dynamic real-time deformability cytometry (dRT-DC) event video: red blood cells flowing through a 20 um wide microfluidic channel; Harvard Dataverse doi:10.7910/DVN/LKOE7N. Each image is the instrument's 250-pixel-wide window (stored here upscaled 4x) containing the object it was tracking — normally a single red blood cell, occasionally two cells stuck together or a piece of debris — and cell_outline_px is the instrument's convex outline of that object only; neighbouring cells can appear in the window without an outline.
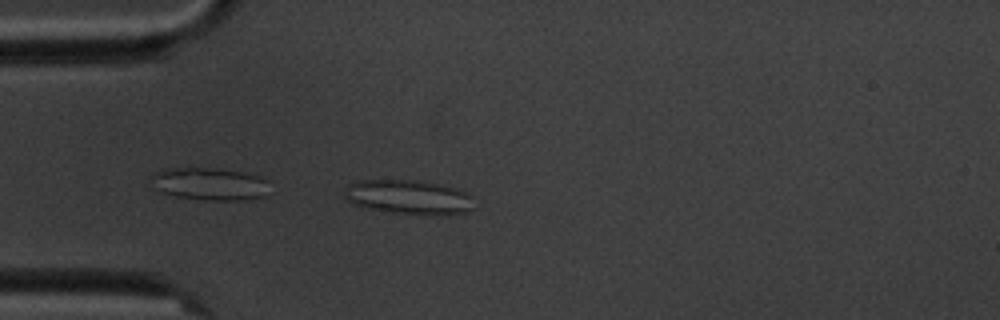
{"species": "common noctule bat (a hibernating species)", "species_latin": "Nyctalus noctula", "temperature_condition": "cold", "stored_images_in_passage": 5, "camera_frame_rate_fps": 3000, "um_per_image_px": 0.085, "animal": {"sex": "male", "body_mass_g": 20.1, "forearm_length_mm": 53.5}, "frame": {"image": 1, "passage_image": 5, "time_ms": 4.667, "image_size_px": [1000, 320], "cell_outline_px": [[472, 208], [468, 212], [448, 216], [392, 212], [368, 208], [352, 204], [344, 196], [344, 188], [348, 184], [356, 180], [416, 180], [456, 188], [468, 192], [472, 196]], "centroid_in_image_um": [34.74, 16.76], "position_along_channel_um": 50.3, "area_um2": 26.18}}